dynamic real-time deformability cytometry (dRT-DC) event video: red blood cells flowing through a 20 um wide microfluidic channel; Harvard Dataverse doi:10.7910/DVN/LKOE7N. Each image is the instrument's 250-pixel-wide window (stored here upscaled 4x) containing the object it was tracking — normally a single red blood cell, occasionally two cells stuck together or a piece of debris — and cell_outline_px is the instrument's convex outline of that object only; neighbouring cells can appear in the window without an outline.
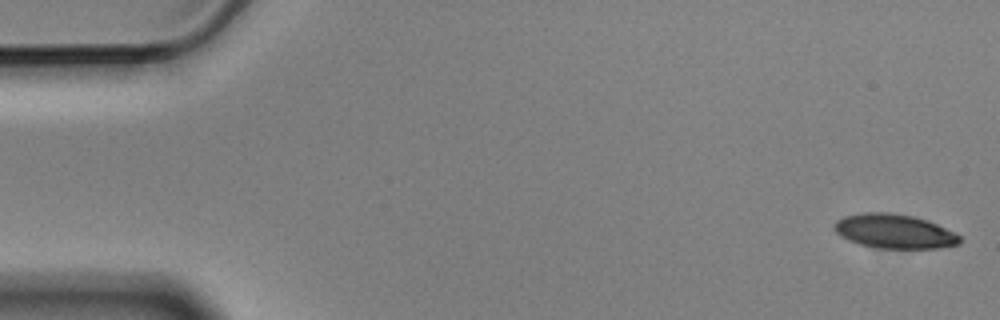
{"species": "Egyptian fruit bat (a non-hibernating species)", "species_latin": "Rousettus aegyptiacus", "temperature_condition": "cold", "stored_images_in_passage": 4, "camera_frame_rate_fps": 3000, "um_per_image_px": 0.085, "animal": {"sex": "male"}, "frame": {"image": 1, "passage_image": 1, "time_ms": 0.0, "image_size_px": [1000, 320], "cell_outline_px": [[960, 244], [940, 248], [880, 248], [860, 244], [848, 240], [840, 236], [832, 228], [832, 224], [836, 220], [844, 216], [864, 212], [892, 212], [912, 216], [928, 220], [956, 232], [960, 236]], "centroid_in_image_um": [76.01, 19.65], "position_along_channel_um": 9.0, "area_um2": 25.32}}
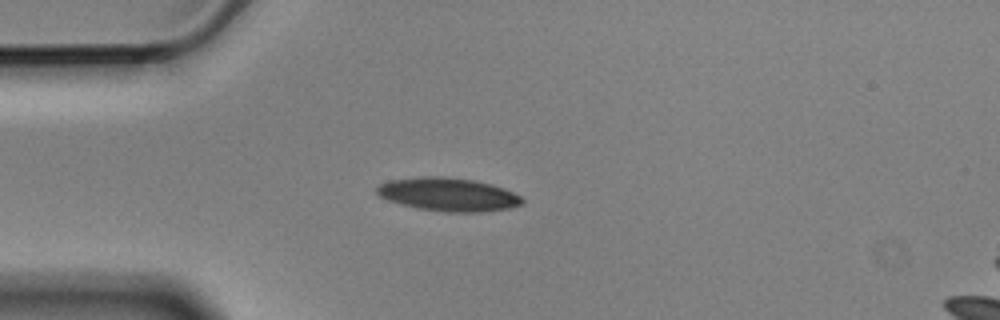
{"frame": {"image": 2, "passage_image": 4, "time_ms": 1.0, "image_size_px": [1000, 320], "cell_outline_px": [[524, 204], [508, 208], [480, 212], [448, 212], [416, 208], [400, 204], [388, 200], [380, 196], [376, 192], [376, 188], [380, 184], [388, 180], [420, 176], [440, 176], [472, 180], [492, 184], [504, 188], [520, 196], [524, 200]], "centroid_in_image_um": [38.08, 16.52], "position_along_channel_um": 46.9, "area_um2": 28.26}}